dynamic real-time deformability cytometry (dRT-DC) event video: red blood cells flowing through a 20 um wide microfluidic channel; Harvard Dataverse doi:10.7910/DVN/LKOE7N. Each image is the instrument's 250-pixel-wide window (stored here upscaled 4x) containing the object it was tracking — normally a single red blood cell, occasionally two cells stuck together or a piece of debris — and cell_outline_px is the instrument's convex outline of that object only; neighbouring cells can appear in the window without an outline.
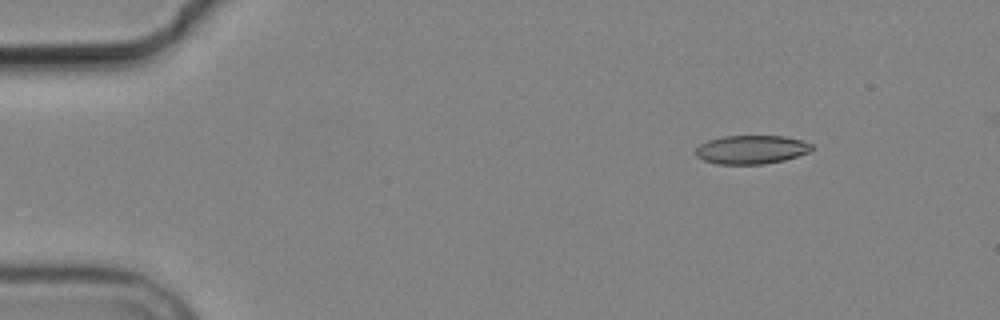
{"species": "common noctule bat (a hibernating species)", "species_latin": "Nyctalus noctula", "temperature_condition": "cold", "stored_images_in_passage": 10, "camera_frame_rate_fps": 3000, "um_per_image_px": 0.085, "animal": {"sex": "male", "body_mass_g": 19.2, "forearm_length_mm": 51.8}, "frame": {"image": 1, "passage_image": 2, "time_ms": 1.0, "image_size_px": [1000, 320], "cell_outline_px": [[812, 152], [784, 160], [764, 164], [716, 164], [704, 160], [696, 156], [696, 148], [700, 144], [708, 140], [724, 136], [784, 136], [800, 140], [812, 144]], "centroid_in_image_um": [63.88, 12.72], "position_along_channel_um": 21.1, "area_um2": 19.42}}
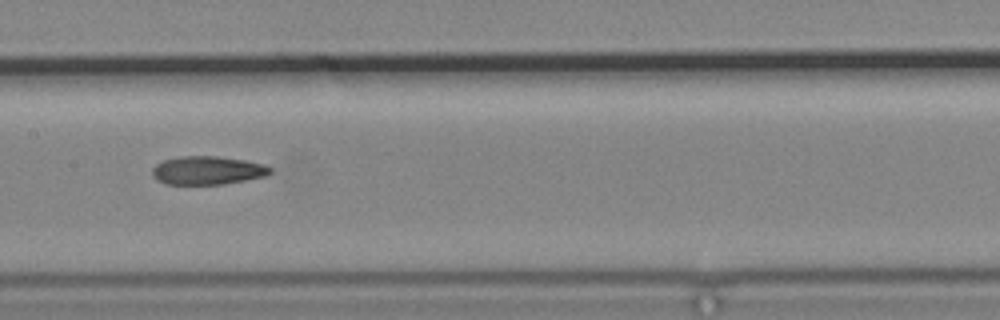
{"frame": {"image": 2, "passage_image": 7, "time_ms": 8.0, "image_size_px": [1000, 320], "cell_outline_px": [[272, 172], [268, 176], [224, 184], [164, 184], [156, 180], [152, 176], [152, 168], [156, 164], [164, 160], [180, 156], [216, 156], [244, 160], [264, 164], [272, 168]], "centroid_in_image_um": [17.64, 14.49], "position_along_channel_um": 189.8, "area_um2": 19.71}}
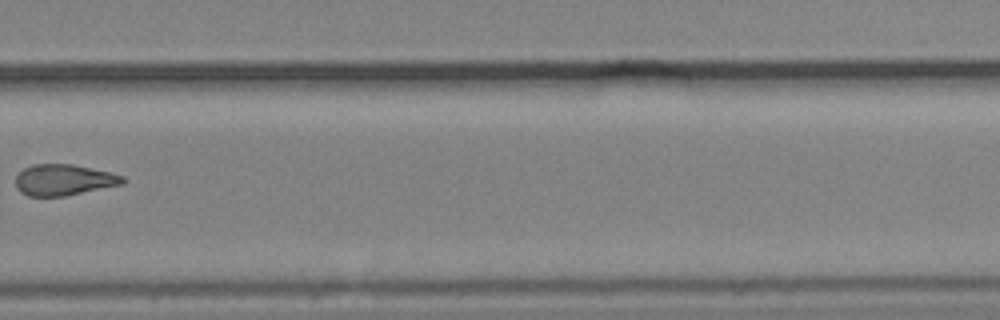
{"frame": {"image": 3, "passage_image": 10, "time_ms": 11.667, "image_size_px": [1000, 320], "cell_outline_px": [[128, 180], [124, 184], [64, 196], [28, 196], [20, 192], [16, 188], [16, 176], [24, 168], [32, 164], [72, 164], [108, 172], [124, 176]], "centroid_in_image_um": [5.43, 15.29], "position_along_channel_um": 324.4, "area_um2": 19.42}}